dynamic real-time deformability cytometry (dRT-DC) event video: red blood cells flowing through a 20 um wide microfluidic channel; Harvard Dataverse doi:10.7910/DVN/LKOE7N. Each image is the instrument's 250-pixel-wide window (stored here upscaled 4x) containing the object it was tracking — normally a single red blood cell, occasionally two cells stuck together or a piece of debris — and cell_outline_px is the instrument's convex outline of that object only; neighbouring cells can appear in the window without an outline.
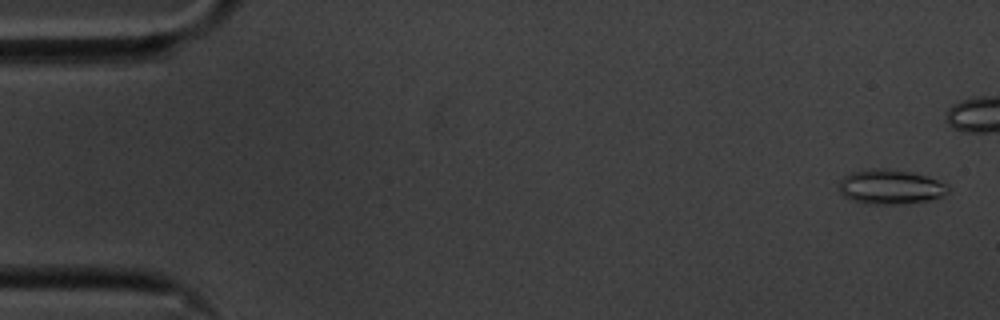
{"species": "common noctule bat (a hibernating species)", "species_latin": "Nyctalus noctula", "temperature_condition": "cold", "stored_images_in_passage": 45, "segment_of_instrument_passage": [1, 2], "camera_frame_rate_fps": 3000, "um_per_image_px": 0.085, "animal": {"sex": "male", "body_mass_g": 20.1, "forearm_length_mm": 53.5}, "frame": {"image": 1, "passage_image": 2, "time_ms": 0.333, "image_size_px": [1000, 320], "cell_outline_px": [[952, 188], [948, 192], [940, 196], [928, 200], [904, 204], [864, 204], [852, 200], [844, 196], [840, 192], [840, 180], [844, 176], [852, 172], [876, 168], [884, 168], [912, 172], [948, 184]], "centroid_in_image_um": [75.69, 15.89], "position_along_channel_um": 9.3, "area_um2": 21.96}}
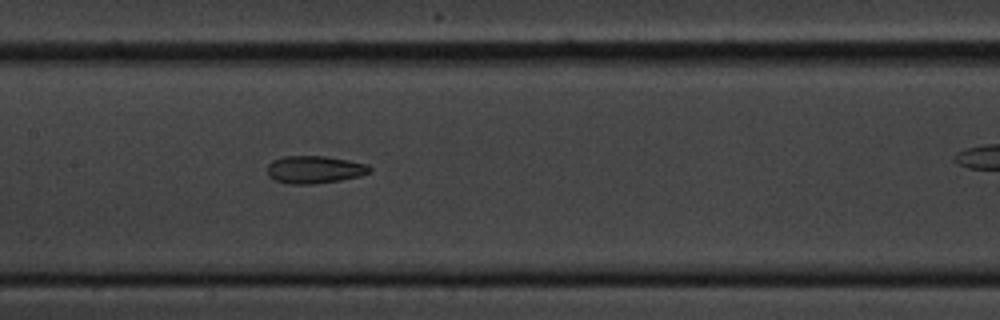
{"frame": {"image": 2, "passage_image": 27, "time_ms": 8.667, "image_size_px": [1000, 320], "cell_outline_px": [[372, 168], [368, 172], [360, 176], [340, 180], [312, 184], [288, 184], [272, 180], [268, 176], [268, 164], [272, 160], [284, 156], [324, 156], [348, 160], [368, 164]], "centroid_in_image_um": [26.7, 14.41], "position_along_channel_um": 180.7, "area_um2": 16.53}}
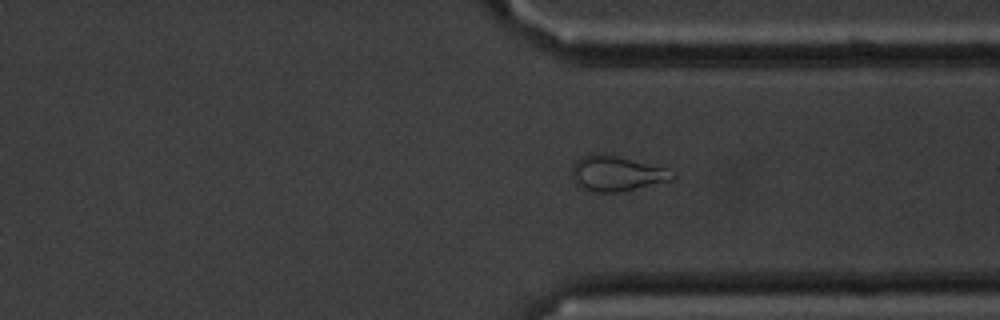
{"frame": {"image": 3, "passage_image": 42, "time_ms": 13.667, "image_size_px": [1000, 320], "cell_outline_px": [[676, 176], [672, 180], [616, 192], [592, 192], [580, 188], [576, 184], [572, 176], [572, 164], [576, 160], [584, 156], [616, 156], [668, 168], [676, 172]], "centroid_in_image_um": [52.43, 14.78], "position_along_channel_um": 359.0, "area_um2": 20.17}}